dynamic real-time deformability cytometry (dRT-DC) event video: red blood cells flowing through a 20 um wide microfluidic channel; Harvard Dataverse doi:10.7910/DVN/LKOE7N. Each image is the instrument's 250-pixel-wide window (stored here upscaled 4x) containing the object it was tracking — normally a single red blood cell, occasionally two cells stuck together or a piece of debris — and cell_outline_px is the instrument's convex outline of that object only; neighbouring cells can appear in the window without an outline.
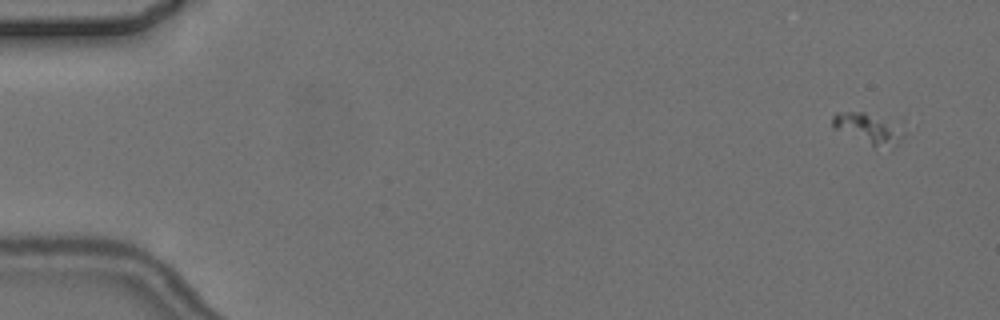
{"species": "common noctule bat (a hibernating species)", "species_latin": "Nyctalus noctula", "temperature_condition": "cold", "stored_images_in_passage": 8, "camera_frame_rate_fps": 3000, "um_per_image_px": 0.085, "animal": {"sex": "female", "body_mass_g": 24.6, "forearm_length_mm": 56.2}, "frame": {"image": 1, "passage_image": 1, "time_ms": 0.0, "image_size_px": [1000, 320], "cell_outline_px": [[904, 136], [900, 144], [872, 148], [832, 128], [832, 116], [836, 112], [864, 112], [904, 120]], "centroid_in_image_um": [73.93, 10.9], "position_along_channel_um": 11.1, "area_um2": 13.99}}
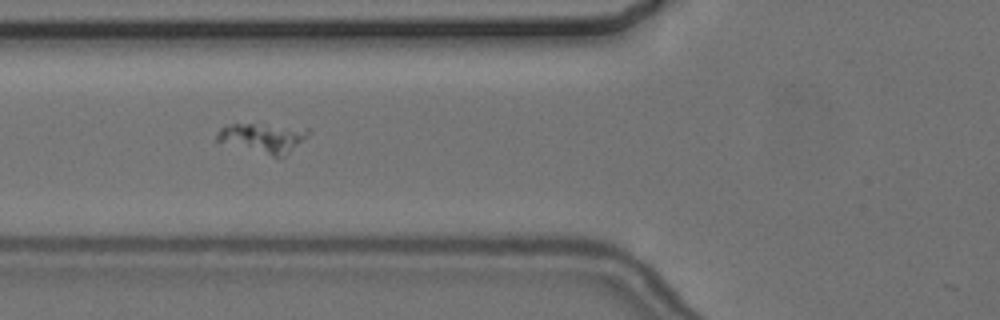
{"frame": {"image": 2, "passage_image": 6, "time_ms": 6.333, "image_size_px": [1000, 320], "cell_outline_px": [[312, 132], [308, 136], [284, 156], [272, 156], [216, 140], [216, 136], [220, 128], [224, 124], [252, 124], [308, 128]], "centroid_in_image_um": [22.37, 11.7], "position_along_channel_um": 103.4, "area_um2": 15.32}}
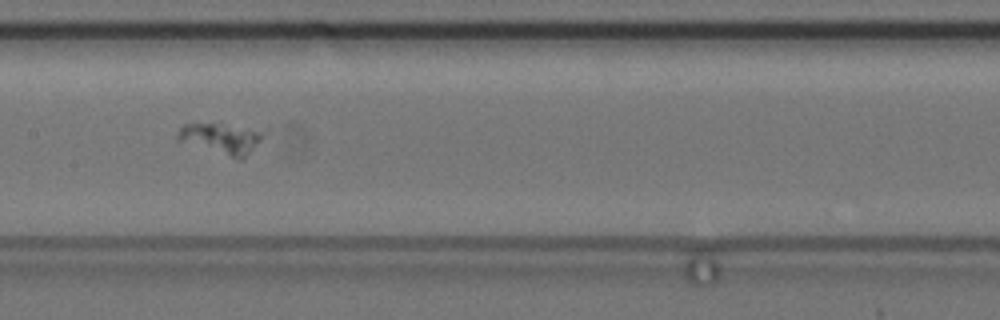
{"frame": {"image": 3, "passage_image": 8, "time_ms": 8.667, "image_size_px": [1000, 320], "cell_outline_px": [[268, 132], [240, 160], [176, 140], [176, 132], [184, 124], [216, 124], [268, 128]], "centroid_in_image_um": [18.86, 11.74], "position_along_channel_um": 188.5, "area_um2": 15.49}}